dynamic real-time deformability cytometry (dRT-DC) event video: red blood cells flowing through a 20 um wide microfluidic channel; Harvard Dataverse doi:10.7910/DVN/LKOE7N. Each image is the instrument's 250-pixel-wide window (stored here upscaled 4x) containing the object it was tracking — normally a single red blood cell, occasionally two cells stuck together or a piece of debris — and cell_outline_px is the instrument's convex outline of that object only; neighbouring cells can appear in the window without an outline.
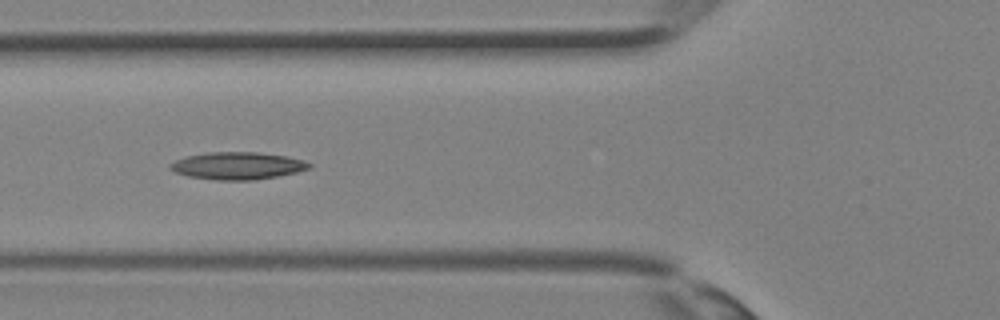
{"species": "Egyptian fruit bat (a non-hibernating species)", "species_latin": "Rousettus aegyptiacus", "temperature_condition": "room temperature", "stored_images_in_passage": 26, "camera_frame_rate_fps": 3000, "um_per_image_px": 0.085, "animal": {"sex": "female"}, "frame": {"image": 1, "passage_image": 5, "time_ms": 1.333, "image_size_px": [1000, 320], "cell_outline_px": [[312, 164], [308, 168], [296, 172], [276, 176], [252, 180], [216, 180], [188, 176], [176, 172], [168, 168], [168, 164], [176, 160], [188, 156], [208, 152], [260, 152], [288, 156], [304, 160]], "centroid_in_image_um": [20.18, 14.08], "position_along_channel_um": 105.6, "area_um2": 22.08}}
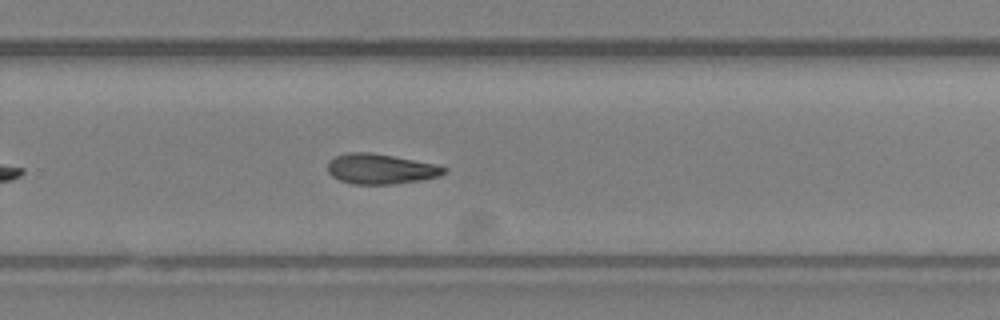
{"frame": {"image": 2, "passage_image": 15, "time_ms": 4.667, "image_size_px": [1000, 320], "cell_outline_px": [[448, 172], [440, 176], [420, 180], [392, 184], [352, 184], [340, 180], [332, 176], [328, 172], [328, 160], [336, 156], [348, 152], [368, 152], [392, 156], [432, 164], [448, 168]], "centroid_in_image_um": [32.33, 14.36], "position_along_channel_um": 297.5, "area_um2": 20.29}}